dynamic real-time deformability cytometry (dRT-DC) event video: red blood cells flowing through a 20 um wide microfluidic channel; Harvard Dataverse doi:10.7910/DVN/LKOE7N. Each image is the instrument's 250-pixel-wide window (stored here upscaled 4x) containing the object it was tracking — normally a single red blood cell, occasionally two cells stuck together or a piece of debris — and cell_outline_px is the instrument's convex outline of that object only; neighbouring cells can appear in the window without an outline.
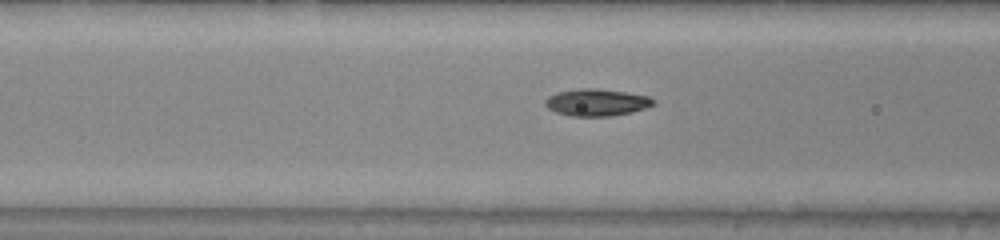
{"species": "common noctule bat (a hibernating species)", "species_latin": "Nyctalus noctula", "temperature_condition": "warm", "stored_images_in_passage": 37, "camera_frame_rate_fps": 3000, "um_per_image_px": 0.085, "animal": {"sex": "male", "body_mass_g": 20.0, "forearm_length_mm": 53.3}, "frame": {"image": 1, "passage_image": 7, "time_ms": 2.0, "image_size_px": [1000, 240], "cell_outline_px": [[656, 104], [632, 112], [612, 116], [572, 116], [556, 112], [548, 108], [544, 104], [544, 100], [548, 96], [556, 92], [580, 88], [592, 88], [624, 92], [648, 96], [656, 100]], "centroid_in_image_um": [50.7, 8.7], "position_along_channel_um": 115.9, "area_um2": 17.05}}
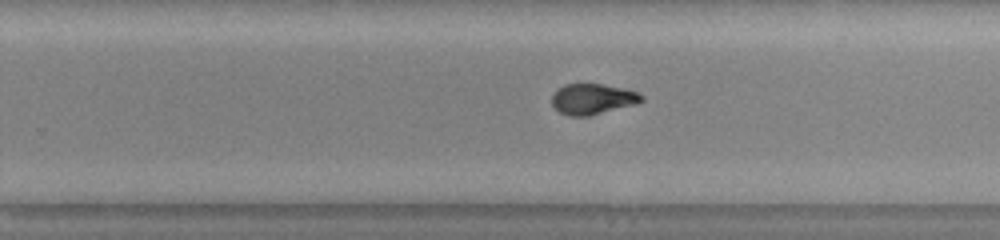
{"frame": {"image": 2, "passage_image": 19, "time_ms": 6.0, "image_size_px": [1000, 240], "cell_outline_px": [[644, 100], [636, 104], [588, 116], [568, 116], [560, 112], [552, 104], [552, 96], [556, 88], [564, 84], [600, 84], [624, 88], [640, 92], [644, 96]], "centroid_in_image_um": [50.38, 8.41], "position_along_channel_um": 279.4, "area_um2": 16.13}}
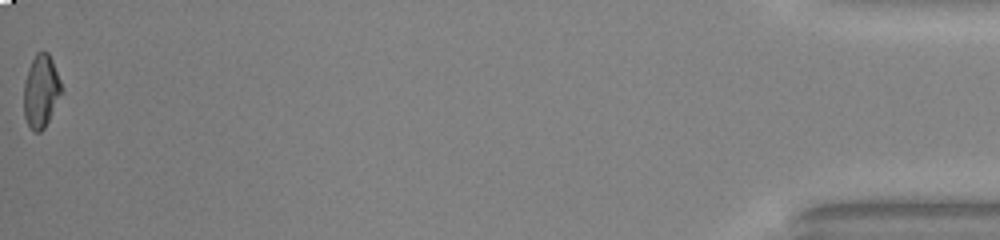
{"frame": {"image": 3, "passage_image": 37, "time_ms": 12.0, "image_size_px": [1000, 240], "cell_outline_px": [[64, 88], [44, 128], [40, 132], [32, 132], [24, 116], [24, 84], [28, 68], [36, 52], [48, 52], [52, 60]], "centroid_in_image_um": [3.49, 7.75], "position_along_channel_um": 431.7, "area_um2": 15.95}, "authors_computed_cell_mechanics": {"area_um2": 16.5886, "velocity_mm_per_s": 4.1061, "shape_relaxation_time_tau1_ms": 5.7464, "shape_relaxation_time_tau2_ms": 1.0501, "deformation_change_tau1": 0.2192, "deformation_change_tau2": 0.0435}}